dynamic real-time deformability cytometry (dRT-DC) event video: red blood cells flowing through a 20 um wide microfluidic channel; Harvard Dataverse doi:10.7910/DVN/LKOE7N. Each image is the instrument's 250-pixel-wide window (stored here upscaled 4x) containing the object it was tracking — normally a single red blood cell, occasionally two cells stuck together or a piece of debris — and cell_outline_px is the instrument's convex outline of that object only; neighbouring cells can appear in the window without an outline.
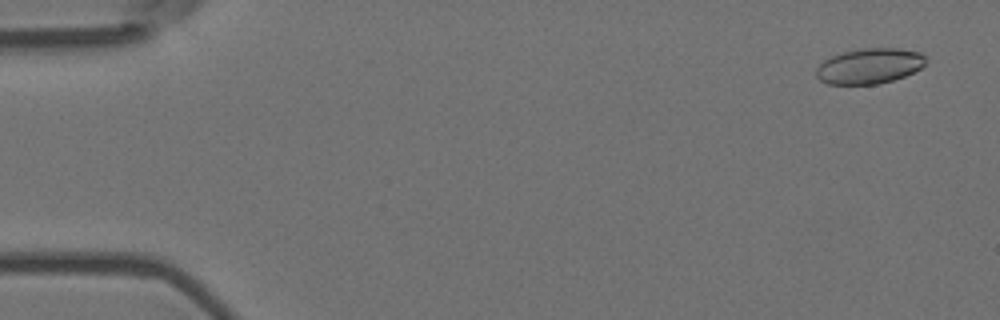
{"species": "Egyptian fruit bat (a non-hibernating species)", "species_latin": "Rousettus aegyptiacus", "temperature_condition": "room temperature", "stored_images_in_passage": 4, "camera_frame_rate_fps": 3000, "um_per_image_px": 0.085, "animal": {"sex": "female"}, "frame": {"image": 1, "passage_image": 1, "time_ms": 0.0, "image_size_px": [1000, 320], "cell_outline_px": [[924, 64], [920, 68], [904, 76], [892, 80], [876, 84], [828, 84], [820, 80], [816, 76], [816, 68], [824, 60], [832, 56], [844, 52], [860, 48], [900, 48], [920, 52], [924, 56]], "centroid_in_image_um": [73.88, 5.6], "position_along_channel_um": 11.1, "area_um2": 22.43}}